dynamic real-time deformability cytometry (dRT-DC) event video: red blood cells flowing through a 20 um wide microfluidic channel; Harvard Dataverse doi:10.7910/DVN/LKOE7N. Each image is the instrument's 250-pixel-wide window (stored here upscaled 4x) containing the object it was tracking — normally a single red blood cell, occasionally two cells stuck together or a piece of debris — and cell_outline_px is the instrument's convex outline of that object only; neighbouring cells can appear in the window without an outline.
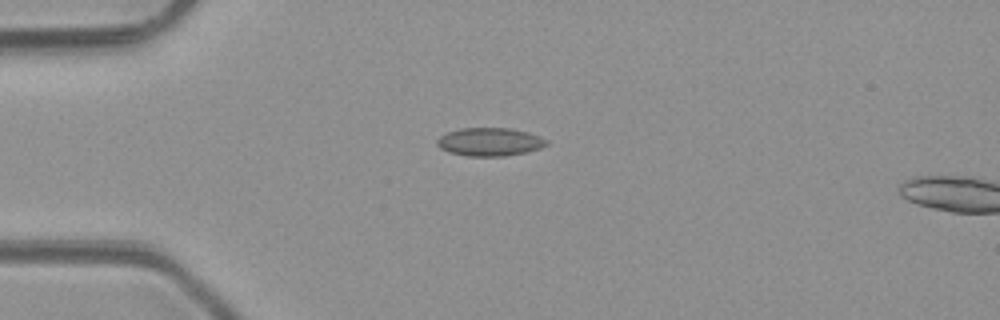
{"species": "common noctule bat (a hibernating species)", "species_latin": "Nyctalus noctula", "temperature_condition": "room temperature", "stored_images_in_passage": 4, "camera_frame_rate_fps": 3000, "um_per_image_px": 0.085, "animal": {"sex": "male", "body_mass_g": 23.1, "forearm_length_mm": 52.7}, "frame": {"image": 1, "passage_image": 1, "time_ms": 0.0, "image_size_px": [1000, 320], "cell_outline_px": [[548, 144], [540, 148], [524, 152], [504, 156], [468, 156], [448, 152], [440, 148], [436, 144], [436, 140], [440, 136], [448, 132], [460, 128], [508, 128], [528, 132], [540, 136], [548, 140]], "centroid_in_image_um": [41.61, 12.05], "position_along_channel_um": 43.4, "area_um2": 17.98}}